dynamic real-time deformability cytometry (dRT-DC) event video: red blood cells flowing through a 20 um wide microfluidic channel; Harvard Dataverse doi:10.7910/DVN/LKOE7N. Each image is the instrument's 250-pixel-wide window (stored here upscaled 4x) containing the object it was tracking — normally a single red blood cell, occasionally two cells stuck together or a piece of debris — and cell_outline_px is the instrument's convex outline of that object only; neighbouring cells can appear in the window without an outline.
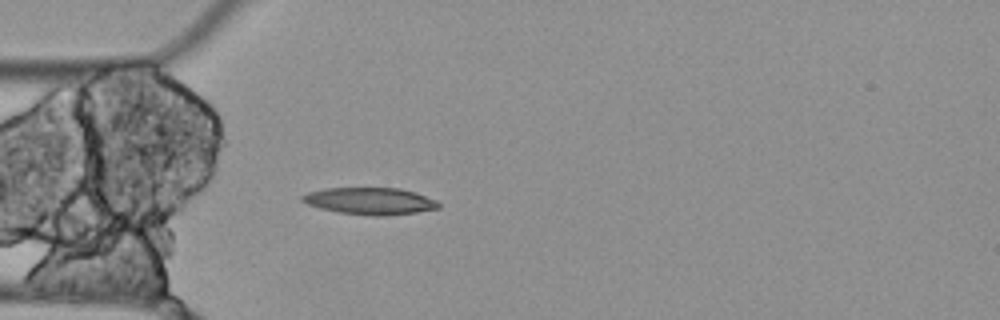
{"species": "Egyptian fruit bat (a non-hibernating species)", "species_latin": "Rousettus aegyptiacus", "temperature_condition": "cold", "stored_images_in_passage": 4, "camera_frame_rate_fps": 3000, "um_per_image_px": 0.085, "animal": {"sex": "female"}, "frame": {"image": 1, "passage_image": 4, "time_ms": 1.0, "image_size_px": [1000, 320], "cell_outline_px": [[440, 208], [416, 212], [384, 216], [372, 216], [340, 212], [320, 208], [308, 204], [300, 200], [300, 196], [308, 192], [324, 188], [400, 188], [416, 192], [436, 200], [440, 204]], "centroid_in_image_um": [31.46, 17.08], "position_along_channel_um": 53.5, "area_um2": 21.44}}